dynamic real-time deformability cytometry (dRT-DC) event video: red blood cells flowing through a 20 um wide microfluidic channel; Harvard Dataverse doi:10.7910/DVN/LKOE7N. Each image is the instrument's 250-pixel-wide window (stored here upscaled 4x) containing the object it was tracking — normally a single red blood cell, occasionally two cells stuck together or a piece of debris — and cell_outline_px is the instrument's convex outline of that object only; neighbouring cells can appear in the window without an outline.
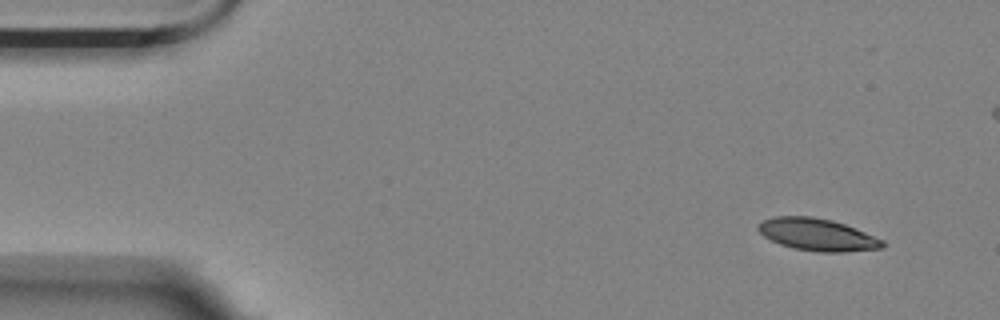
{"species": "Egyptian fruit bat (a non-hibernating species)", "species_latin": "Rousettus aegyptiacus", "temperature_condition": "room temperature", "stored_images_in_passage": 5, "camera_frame_rate_fps": 3000, "um_per_image_px": 0.085, "animal": {"sex": "female"}, "frame": {"image": 1, "passage_image": 1, "time_ms": 0.0, "image_size_px": [1000, 320], "cell_outline_px": [[884, 248], [844, 252], [820, 252], [792, 248], [780, 244], [764, 236], [756, 228], [764, 220], [772, 216], [812, 216], [832, 220], [856, 228], [884, 240]], "centroid_in_image_um": [69.49, 19.94], "position_along_channel_um": 15.5, "area_um2": 23.35}}